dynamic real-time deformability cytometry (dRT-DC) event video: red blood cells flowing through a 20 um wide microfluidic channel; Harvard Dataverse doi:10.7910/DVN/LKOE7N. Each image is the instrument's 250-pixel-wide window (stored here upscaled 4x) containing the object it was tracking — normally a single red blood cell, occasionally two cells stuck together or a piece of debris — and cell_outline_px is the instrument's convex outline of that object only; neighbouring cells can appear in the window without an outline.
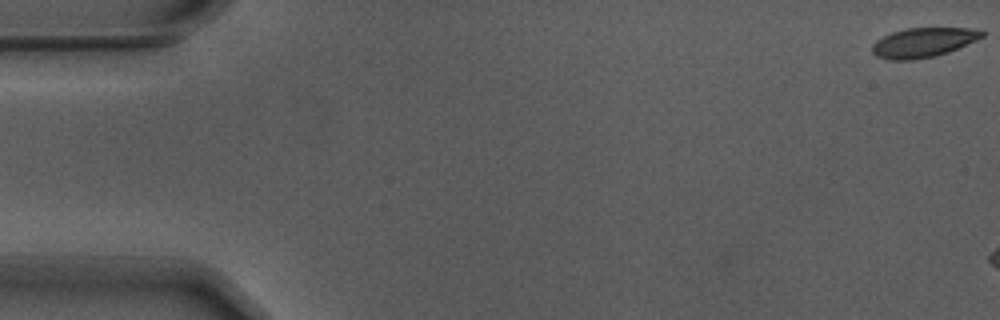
{"species": "Egyptian fruit bat (a non-hibernating species)", "species_latin": "Rousettus aegyptiacus", "temperature_condition": "warm", "stored_images_in_passage": 4, "camera_frame_rate_fps": 3000, "um_per_image_px": 0.085, "animal": {"sex": "male"}, "frame": {"image": 1, "passage_image": 1, "time_ms": 0.0, "image_size_px": [1000, 320], "cell_outline_px": [[984, 36], [976, 40], [948, 52], [936, 56], [912, 60], [892, 60], [876, 56], [872, 52], [872, 44], [876, 40], [892, 32], [908, 28], [968, 28], [984, 32]], "centroid_in_image_um": [78.44, 3.62], "position_along_channel_um": 6.6, "area_um2": 18.73}}